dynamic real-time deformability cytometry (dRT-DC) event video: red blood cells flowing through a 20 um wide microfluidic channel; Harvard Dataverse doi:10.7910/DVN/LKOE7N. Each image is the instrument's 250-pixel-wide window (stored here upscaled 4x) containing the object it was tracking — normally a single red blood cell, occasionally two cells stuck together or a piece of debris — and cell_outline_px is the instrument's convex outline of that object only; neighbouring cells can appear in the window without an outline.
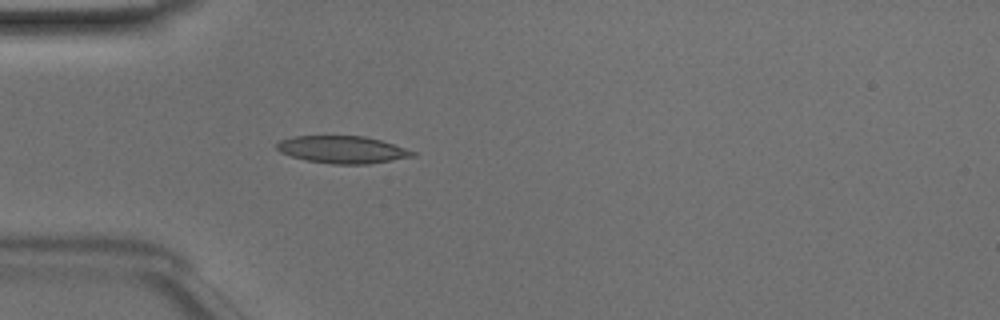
{"species": "Egyptian fruit bat (a non-hibernating species)", "species_latin": "Rousettus aegyptiacus", "temperature_condition": "room temperature", "stored_images_in_passage": 42, "camera_frame_rate_fps": 3000, "um_per_image_px": 0.085, "animal": {"sex": "male"}, "frame": {"image": 1, "passage_image": 8, "time_ms": 2.333, "image_size_px": [1000, 320], "cell_outline_px": [[416, 156], [368, 164], [332, 164], [308, 160], [292, 156], [280, 152], [276, 148], [276, 144], [280, 140], [296, 136], [364, 136], [380, 140], [416, 152]], "centroid_in_image_um": [29.1, 12.72], "position_along_channel_um": 55.9, "area_um2": 21.39}}
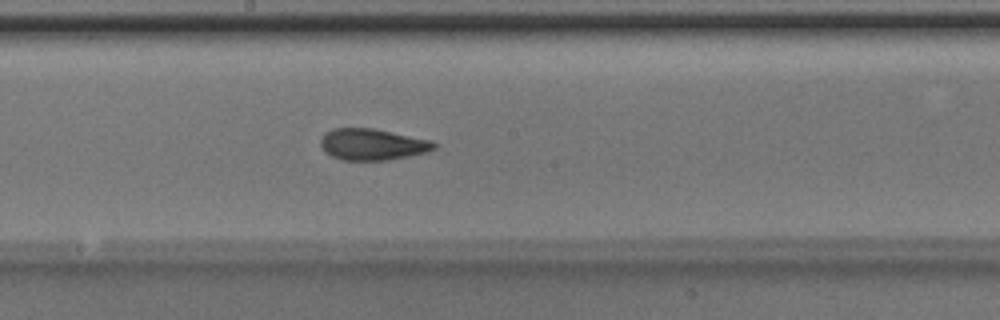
{"frame": {"image": 2, "passage_image": 20, "time_ms": 6.333, "image_size_px": [1000, 320], "cell_outline_px": [[440, 144], [436, 148], [428, 152], [388, 160], [340, 160], [324, 152], [320, 144], [320, 140], [324, 132], [332, 128], [372, 128], [432, 140]], "centroid_in_image_um": [31.66, 12.27], "position_along_channel_um": 216.5, "area_um2": 21.04}}
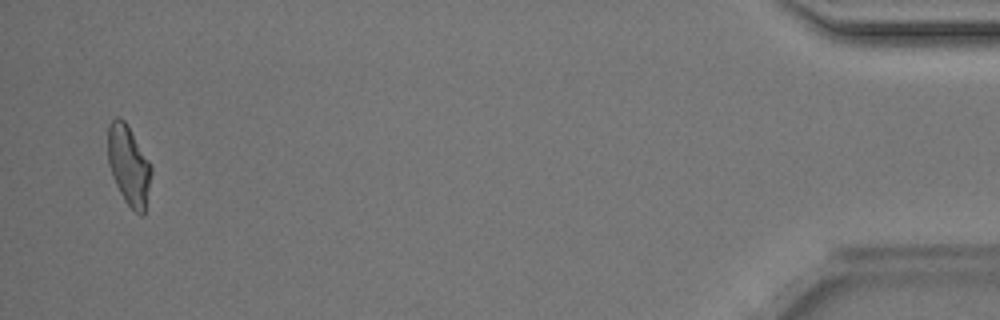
{"frame": {"image": 3, "passage_image": 41, "time_ms": 13.333, "image_size_px": [1000, 320], "cell_outline_px": [[152, 172], [144, 216], [140, 216], [124, 200], [112, 176], [108, 164], [108, 124], [116, 116], [120, 116], [124, 120], [148, 160], [152, 168]], "centroid_in_image_um": [10.93, 14.06], "position_along_channel_um": 424.3, "area_um2": 20.0}, "authors_computed_cell_mechanics": {"area_um2": 20.4901, "velocity_mm_per_s": 4.1669, "shape_relaxation_time_tau1_ms": 5.7695, "shape_relaxation_time_tau2_ms": 1.5387, "deformation_change_tau1": 0.1801, "deformation_change_tau2": 0.0774}}